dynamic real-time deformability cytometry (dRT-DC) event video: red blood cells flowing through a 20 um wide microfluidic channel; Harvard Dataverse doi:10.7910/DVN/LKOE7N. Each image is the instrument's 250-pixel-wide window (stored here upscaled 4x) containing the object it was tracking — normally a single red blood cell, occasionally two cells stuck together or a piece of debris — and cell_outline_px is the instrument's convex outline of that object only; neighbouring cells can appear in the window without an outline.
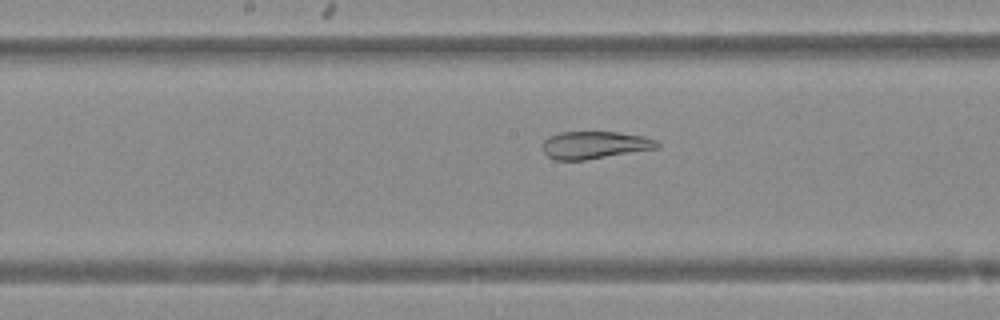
{"species": "Egyptian fruit bat (a non-hibernating species)", "species_latin": "Rousettus aegyptiacus", "temperature_condition": "warm", "stored_images_in_passage": 41, "camera_frame_rate_fps": 3000, "um_per_image_px": 0.085, "animal": {"sex": "female"}, "frame": {"image": 1, "passage_image": 17, "time_ms": 5.333, "image_size_px": [1000, 320], "cell_outline_px": [[660, 148], [584, 160], [556, 160], [548, 156], [544, 152], [544, 140], [548, 136], [560, 132], [616, 132], [644, 136], [656, 140], [660, 144]], "centroid_in_image_um": [50.57, 12.32], "position_along_channel_um": 197.6, "area_um2": 18.32}}
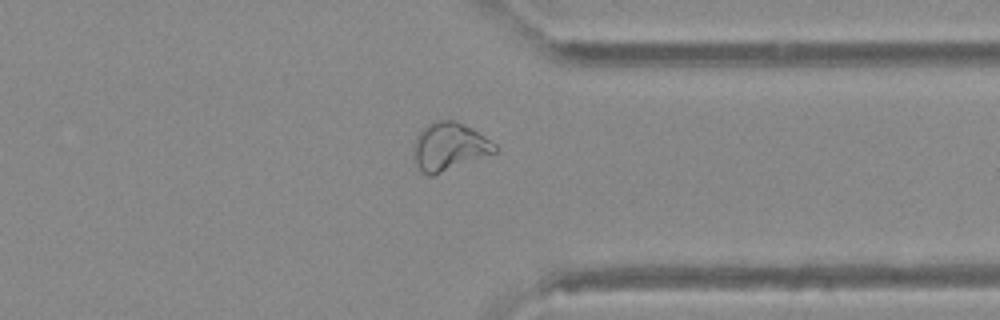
{"frame": {"image": 2, "passage_image": 30, "time_ms": 9.667, "image_size_px": [1000, 320], "cell_outline_px": [[496, 152], [432, 176], [428, 176], [420, 172], [412, 148], [416, 136], [428, 124], [436, 120], [456, 120], [472, 128], [496, 144]], "centroid_in_image_um": [38.17, 12.46], "position_along_channel_um": 373.2, "area_um2": 22.54}}
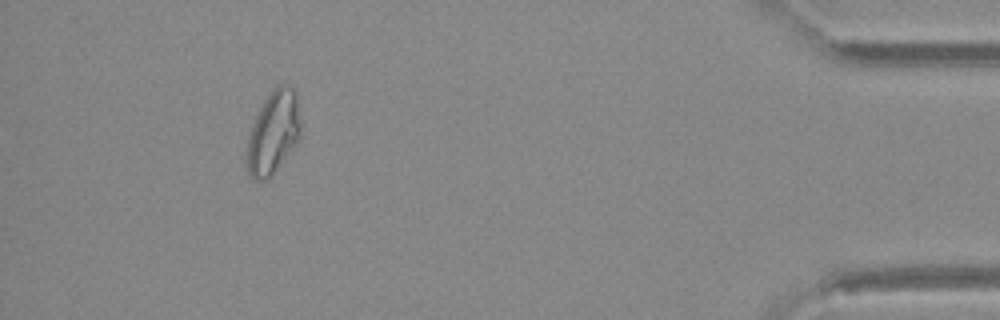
{"frame": {"image": 3, "passage_image": 37, "time_ms": 12.0, "image_size_px": [1000, 320], "cell_outline_px": [[300, 136], [272, 172], [264, 180], [252, 180], [248, 172], [248, 136], [252, 124], [264, 100], [272, 88], [276, 84], [284, 80], [296, 92], [300, 124]], "centroid_in_image_um": [23.23, 11.14], "position_along_channel_um": 412.0, "area_um2": 25.32}}